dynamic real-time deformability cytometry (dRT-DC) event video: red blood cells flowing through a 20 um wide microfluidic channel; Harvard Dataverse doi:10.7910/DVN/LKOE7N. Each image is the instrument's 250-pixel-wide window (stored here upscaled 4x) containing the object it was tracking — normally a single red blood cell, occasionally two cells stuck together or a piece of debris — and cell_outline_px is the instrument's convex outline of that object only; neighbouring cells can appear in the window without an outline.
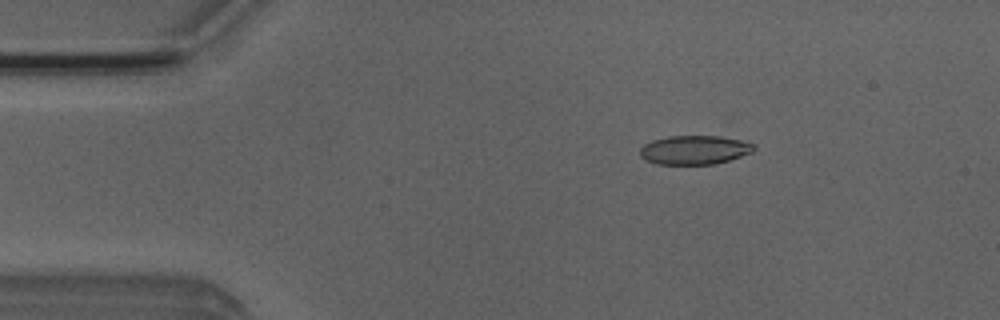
{"species": "Egyptian fruit bat (a non-hibernating species)", "species_latin": "Rousettus aegyptiacus", "temperature_condition": "room temperature", "stored_images_in_passage": 4, "camera_frame_rate_fps": 3000, "um_per_image_px": 0.085, "animal": {"sex": "male"}, "frame": {"image": 1, "passage_image": 3, "time_ms": 2.333, "image_size_px": [1000, 320], "cell_outline_px": [[756, 148], [752, 152], [716, 164], [656, 164], [640, 156], [640, 148], [644, 144], [652, 140], [668, 136], [720, 136], [740, 140], [756, 144]], "centroid_in_image_um": [59.04, 12.74], "position_along_channel_um": 26.0, "area_um2": 19.19}}